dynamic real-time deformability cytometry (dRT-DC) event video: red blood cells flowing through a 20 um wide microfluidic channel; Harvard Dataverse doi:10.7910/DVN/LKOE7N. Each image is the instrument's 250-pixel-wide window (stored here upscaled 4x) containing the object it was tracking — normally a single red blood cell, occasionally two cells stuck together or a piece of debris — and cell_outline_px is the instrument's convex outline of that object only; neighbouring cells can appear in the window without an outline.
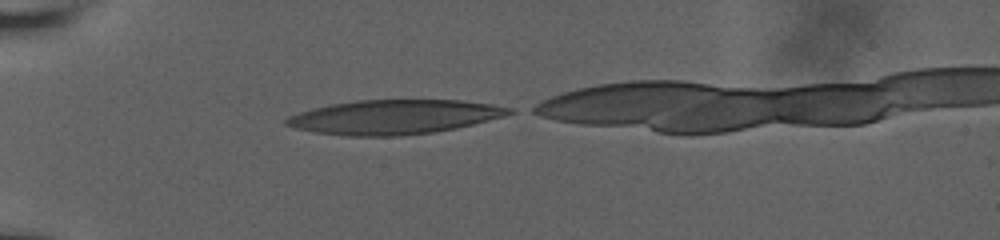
{"species": "human", "species_latin": "Homo sapiens", "temperature_condition": "room temperature", "stored_images_in_passage": 34, "camera_frame_rate_fps": 3000, "um_per_image_px": 0.085, "donor": {"sex": "male"}, "frame": {"image": 1, "passage_image": 1, "time_ms": 0.0, "image_size_px": [1000, 240], "cell_outline_px": [[516, 112], [504, 116], [456, 128], [432, 132], [400, 136], [348, 136], [316, 132], [296, 128], [284, 124], [284, 120], [288, 116], [312, 108], [328, 104], [360, 100], [460, 100], [492, 104], [512, 108]], "centroid_in_image_um": [33.49, 9.94], "position_along_channel_um": 51.5, "area_um2": 44.51}}
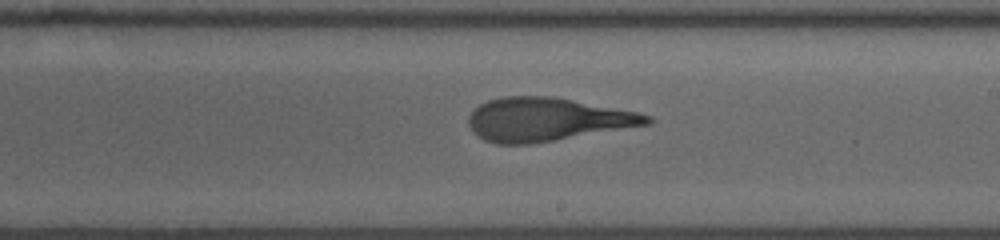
{"frame": {"image": 2, "passage_image": 18, "time_ms": 5.667, "image_size_px": [1000, 240], "cell_outline_px": [[652, 120], [648, 124], [528, 144], [496, 144], [484, 140], [468, 124], [468, 116], [480, 104], [488, 100], [500, 96], [552, 96], [636, 112], [652, 116]], "centroid_in_image_um": [46.44, 10.14], "position_along_channel_um": 242.6, "area_um2": 44.27}}
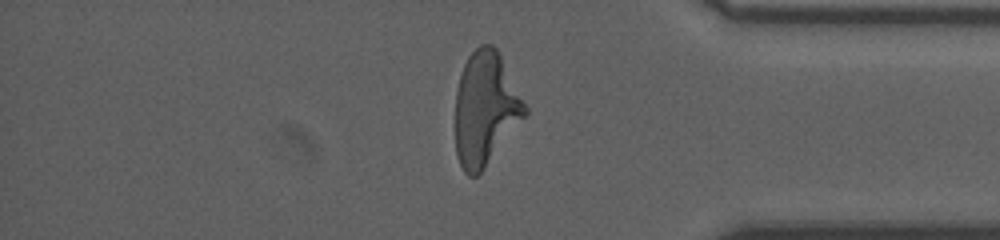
{"frame": {"image": 3, "passage_image": 31, "time_ms": 10.0, "image_size_px": [1000, 240], "cell_outline_px": [[528, 112], [484, 168], [476, 176], [468, 176], [464, 172], [456, 156], [456, 92], [460, 76], [464, 64], [468, 56], [480, 44], [492, 44], [496, 48], [528, 108]], "centroid_in_image_um": [41.24, 9.24], "position_along_channel_um": 394.0, "area_um2": 45.43}}